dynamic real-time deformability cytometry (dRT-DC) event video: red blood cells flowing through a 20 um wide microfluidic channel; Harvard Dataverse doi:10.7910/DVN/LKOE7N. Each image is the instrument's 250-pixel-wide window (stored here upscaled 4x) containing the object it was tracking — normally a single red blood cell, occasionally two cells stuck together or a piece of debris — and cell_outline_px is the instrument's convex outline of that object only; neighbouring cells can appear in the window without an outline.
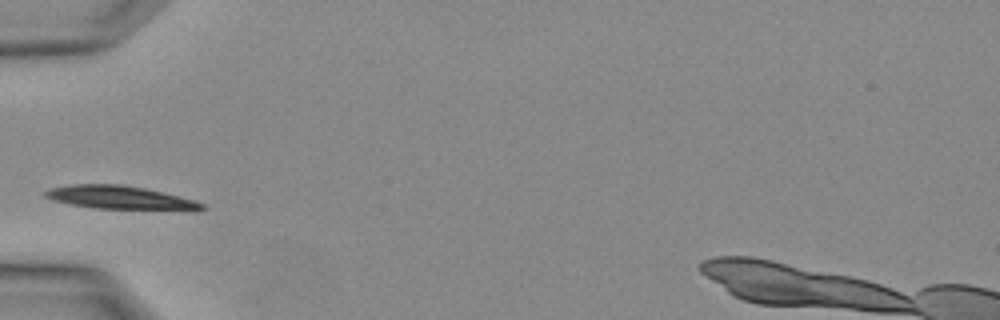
{"species": "Egyptian fruit bat (a non-hibernating species)", "species_latin": "Rousettus aegyptiacus", "temperature_condition": "warm", "stored_images_in_passage": 2, "camera_frame_rate_fps": 3000, "um_per_image_px": 0.085, "animal": {"sex": "female"}, "frame": {"image": 1, "passage_image": 2, "time_ms": 0.333, "image_size_px": [1000, 320], "cell_outline_px": [[208, 208], [200, 212], [196, 212], [92, 208], [52, 200], [44, 196], [44, 192], [52, 188], [72, 184], [120, 184], [144, 188], [164, 192], [196, 200], [204, 204]], "centroid_in_image_um": [10.41, 16.84], "position_along_channel_um": 74.6, "area_um2": 22.14}}